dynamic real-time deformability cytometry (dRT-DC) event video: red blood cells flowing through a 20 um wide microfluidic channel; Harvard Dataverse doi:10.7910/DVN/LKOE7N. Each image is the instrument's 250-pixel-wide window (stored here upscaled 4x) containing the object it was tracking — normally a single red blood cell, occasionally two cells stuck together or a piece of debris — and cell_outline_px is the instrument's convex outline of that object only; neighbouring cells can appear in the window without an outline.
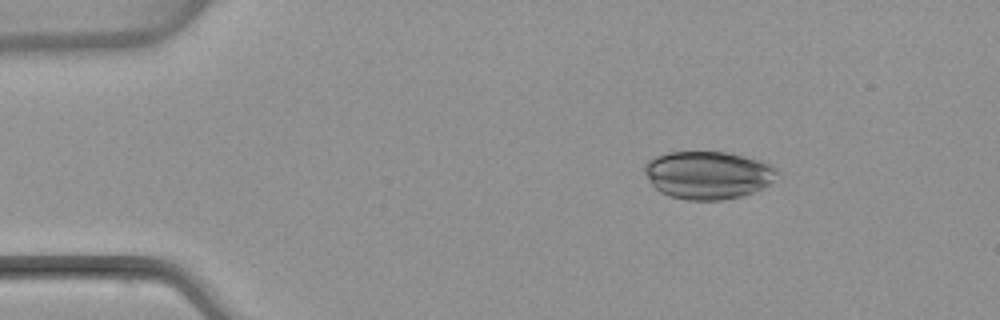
{"species": "common noctule bat (a hibernating species)", "species_latin": "Nyctalus noctula", "temperature_condition": "warm", "stored_images_in_passage": 6, "camera_frame_rate_fps": 3000, "um_per_image_px": 0.085, "animal": {"sex": "female", "body_mass_g": 22.7, "forearm_length_mm": 54.2}, "frame": {"image": 1, "passage_image": 3, "time_ms": 2.333, "image_size_px": [1000, 320], "cell_outline_px": [[780, 172], [768, 184], [752, 192], [740, 196], [724, 200], [688, 200], [668, 196], [660, 192], [652, 184], [644, 172], [644, 164], [648, 160], [656, 156], [668, 152], [728, 152], [744, 156], [772, 164]], "centroid_in_image_um": [60.16, 14.87], "position_along_channel_um": 24.8, "area_um2": 36.93}}